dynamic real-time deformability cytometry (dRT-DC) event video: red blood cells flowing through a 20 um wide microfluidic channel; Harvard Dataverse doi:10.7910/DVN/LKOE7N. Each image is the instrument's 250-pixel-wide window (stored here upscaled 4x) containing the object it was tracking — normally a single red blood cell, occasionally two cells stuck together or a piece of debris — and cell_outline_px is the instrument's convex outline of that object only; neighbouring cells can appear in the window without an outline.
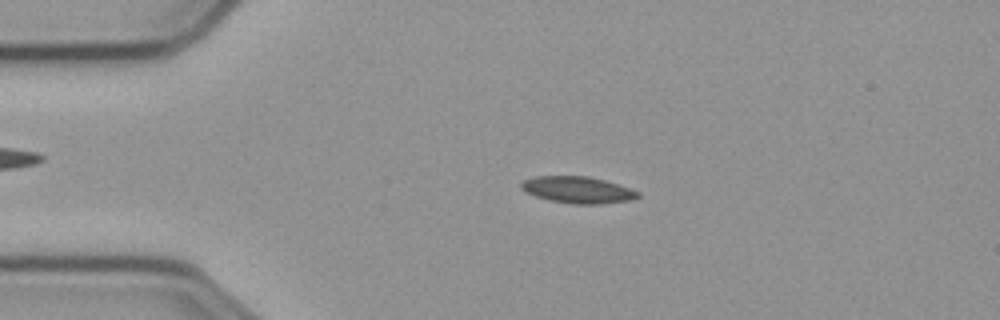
{"species": "common noctule bat (a hibernating species)", "species_latin": "Nyctalus noctula", "temperature_condition": "cold", "stored_images_in_passage": 56, "camera_frame_rate_fps": 3000, "um_per_image_px": 0.085, "animal": {"sex": "male", "body_mass_g": 23.1, "forearm_length_mm": 52.7}, "frame": {"image": 1, "passage_image": 12, "time_ms": 3.667, "image_size_px": [1000, 320], "cell_outline_px": [[640, 196], [632, 200], [596, 204], [572, 204], [552, 200], [536, 196], [520, 188], [520, 184], [524, 180], [536, 176], [588, 176], [604, 180], [640, 192]], "centroid_in_image_um": [49.11, 16.13], "position_along_channel_um": 35.9, "area_um2": 17.86}}
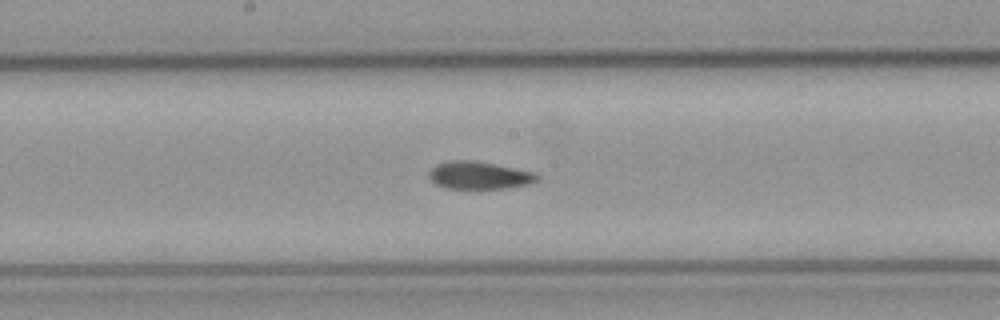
{"frame": {"image": 2, "passage_image": 29, "time_ms": 9.333, "image_size_px": [1000, 320], "cell_outline_px": [[540, 176], [536, 180], [528, 184], [508, 188], [480, 192], [444, 188], [436, 184], [428, 176], [428, 172], [436, 164], [448, 160], [472, 160], [536, 172]], "centroid_in_image_um": [40.7, 14.95], "position_along_channel_um": 207.5, "area_um2": 18.26}}
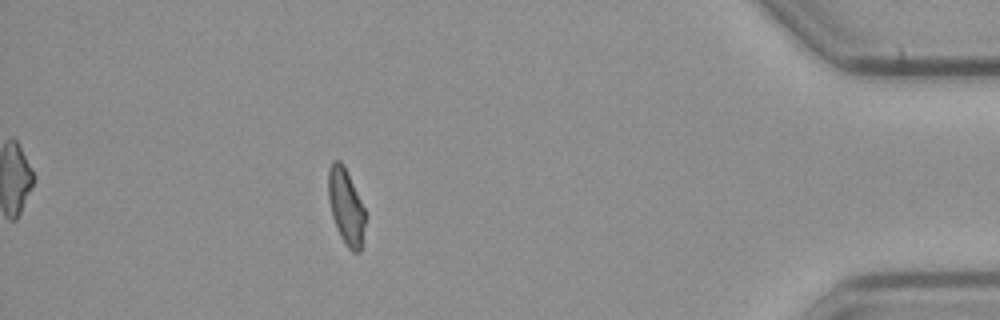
{"frame": {"image": 3, "passage_image": 50, "time_ms": 16.333, "image_size_px": [1000, 320], "cell_outline_px": [[364, 224], [360, 252], [352, 252], [348, 248], [340, 236], [336, 228], [332, 216], [328, 200], [328, 168], [332, 160], [340, 160], [344, 164], [364, 208]], "centroid_in_image_um": [29.37, 17.52], "position_along_channel_um": 405.8, "area_um2": 16.24}, "authors_computed_cell_mechanics": {"area_um2": 17.2533, "velocity_mm_per_s": 3.6198, "shape_relaxation_time_tau1_ms": null, "shape_relaxation_time_tau2_ms": 5.9179, "deformation_change_tau1": null, "deformation_change_tau2": 0.0999}}